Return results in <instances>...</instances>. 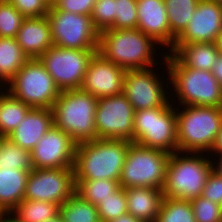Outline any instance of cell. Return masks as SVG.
Masks as SVG:
<instances>
[{
	"mask_svg": "<svg viewBox=\"0 0 222 222\" xmlns=\"http://www.w3.org/2000/svg\"><path fill=\"white\" fill-rule=\"evenodd\" d=\"M176 116L178 151H209L222 125V108L186 105Z\"/></svg>",
	"mask_w": 222,
	"mask_h": 222,
	"instance_id": "5b68a950",
	"label": "cell"
},
{
	"mask_svg": "<svg viewBox=\"0 0 222 222\" xmlns=\"http://www.w3.org/2000/svg\"><path fill=\"white\" fill-rule=\"evenodd\" d=\"M171 31V49L175 39L185 30L199 0H164Z\"/></svg>",
	"mask_w": 222,
	"mask_h": 222,
	"instance_id": "4316f807",
	"label": "cell"
},
{
	"mask_svg": "<svg viewBox=\"0 0 222 222\" xmlns=\"http://www.w3.org/2000/svg\"><path fill=\"white\" fill-rule=\"evenodd\" d=\"M97 50L68 49L50 47L39 61L60 91L80 89L88 65Z\"/></svg>",
	"mask_w": 222,
	"mask_h": 222,
	"instance_id": "8fae6325",
	"label": "cell"
},
{
	"mask_svg": "<svg viewBox=\"0 0 222 222\" xmlns=\"http://www.w3.org/2000/svg\"><path fill=\"white\" fill-rule=\"evenodd\" d=\"M152 71L149 68L126 70L122 93L135 111L164 107L170 102L159 77Z\"/></svg>",
	"mask_w": 222,
	"mask_h": 222,
	"instance_id": "9a60e30c",
	"label": "cell"
},
{
	"mask_svg": "<svg viewBox=\"0 0 222 222\" xmlns=\"http://www.w3.org/2000/svg\"><path fill=\"white\" fill-rule=\"evenodd\" d=\"M91 19L99 32L114 29L115 0H96Z\"/></svg>",
	"mask_w": 222,
	"mask_h": 222,
	"instance_id": "d590c367",
	"label": "cell"
},
{
	"mask_svg": "<svg viewBox=\"0 0 222 222\" xmlns=\"http://www.w3.org/2000/svg\"><path fill=\"white\" fill-rule=\"evenodd\" d=\"M59 215L63 222H101L98 208L76 192L59 206Z\"/></svg>",
	"mask_w": 222,
	"mask_h": 222,
	"instance_id": "83f0119b",
	"label": "cell"
},
{
	"mask_svg": "<svg viewBox=\"0 0 222 222\" xmlns=\"http://www.w3.org/2000/svg\"><path fill=\"white\" fill-rule=\"evenodd\" d=\"M137 0H115L114 29H137Z\"/></svg>",
	"mask_w": 222,
	"mask_h": 222,
	"instance_id": "836d02e7",
	"label": "cell"
},
{
	"mask_svg": "<svg viewBox=\"0 0 222 222\" xmlns=\"http://www.w3.org/2000/svg\"><path fill=\"white\" fill-rule=\"evenodd\" d=\"M211 151H214L215 153H219L222 155V125L220 127L219 132L217 133V136L215 137L214 143L212 144Z\"/></svg>",
	"mask_w": 222,
	"mask_h": 222,
	"instance_id": "60d3db41",
	"label": "cell"
},
{
	"mask_svg": "<svg viewBox=\"0 0 222 222\" xmlns=\"http://www.w3.org/2000/svg\"><path fill=\"white\" fill-rule=\"evenodd\" d=\"M101 222H109L117 217L128 213L125 189L120 187L96 206Z\"/></svg>",
	"mask_w": 222,
	"mask_h": 222,
	"instance_id": "d6a6232c",
	"label": "cell"
},
{
	"mask_svg": "<svg viewBox=\"0 0 222 222\" xmlns=\"http://www.w3.org/2000/svg\"><path fill=\"white\" fill-rule=\"evenodd\" d=\"M52 125V109L31 108L21 123L7 138L22 149L31 152Z\"/></svg>",
	"mask_w": 222,
	"mask_h": 222,
	"instance_id": "ffe728a7",
	"label": "cell"
},
{
	"mask_svg": "<svg viewBox=\"0 0 222 222\" xmlns=\"http://www.w3.org/2000/svg\"><path fill=\"white\" fill-rule=\"evenodd\" d=\"M170 51L184 67L201 71H212L220 54L216 43L174 44Z\"/></svg>",
	"mask_w": 222,
	"mask_h": 222,
	"instance_id": "603a6c76",
	"label": "cell"
},
{
	"mask_svg": "<svg viewBox=\"0 0 222 222\" xmlns=\"http://www.w3.org/2000/svg\"><path fill=\"white\" fill-rule=\"evenodd\" d=\"M74 168H34L28 176L24 199L61 206L75 193Z\"/></svg>",
	"mask_w": 222,
	"mask_h": 222,
	"instance_id": "4fadbf2b",
	"label": "cell"
},
{
	"mask_svg": "<svg viewBox=\"0 0 222 222\" xmlns=\"http://www.w3.org/2000/svg\"><path fill=\"white\" fill-rule=\"evenodd\" d=\"M126 70L96 52L84 75L81 90L97 99L119 95L123 92Z\"/></svg>",
	"mask_w": 222,
	"mask_h": 222,
	"instance_id": "e0dca14e",
	"label": "cell"
},
{
	"mask_svg": "<svg viewBox=\"0 0 222 222\" xmlns=\"http://www.w3.org/2000/svg\"><path fill=\"white\" fill-rule=\"evenodd\" d=\"M137 14V29L150 36L156 44L171 48V31L164 0H137Z\"/></svg>",
	"mask_w": 222,
	"mask_h": 222,
	"instance_id": "ac0fdd59",
	"label": "cell"
},
{
	"mask_svg": "<svg viewBox=\"0 0 222 222\" xmlns=\"http://www.w3.org/2000/svg\"><path fill=\"white\" fill-rule=\"evenodd\" d=\"M75 185V192L95 206L120 188L119 181L109 179L75 180Z\"/></svg>",
	"mask_w": 222,
	"mask_h": 222,
	"instance_id": "f1b7e54d",
	"label": "cell"
},
{
	"mask_svg": "<svg viewBox=\"0 0 222 222\" xmlns=\"http://www.w3.org/2000/svg\"><path fill=\"white\" fill-rule=\"evenodd\" d=\"M96 0H53L52 4L61 11L91 16Z\"/></svg>",
	"mask_w": 222,
	"mask_h": 222,
	"instance_id": "74e56055",
	"label": "cell"
},
{
	"mask_svg": "<svg viewBox=\"0 0 222 222\" xmlns=\"http://www.w3.org/2000/svg\"><path fill=\"white\" fill-rule=\"evenodd\" d=\"M212 1L222 4V0H212Z\"/></svg>",
	"mask_w": 222,
	"mask_h": 222,
	"instance_id": "7dc6e473",
	"label": "cell"
},
{
	"mask_svg": "<svg viewBox=\"0 0 222 222\" xmlns=\"http://www.w3.org/2000/svg\"><path fill=\"white\" fill-rule=\"evenodd\" d=\"M170 103L164 107L136 110L133 121V142L162 150L178 151L177 116Z\"/></svg>",
	"mask_w": 222,
	"mask_h": 222,
	"instance_id": "52a82bcc",
	"label": "cell"
},
{
	"mask_svg": "<svg viewBox=\"0 0 222 222\" xmlns=\"http://www.w3.org/2000/svg\"><path fill=\"white\" fill-rule=\"evenodd\" d=\"M131 142L116 139H95L76 146L75 180H120Z\"/></svg>",
	"mask_w": 222,
	"mask_h": 222,
	"instance_id": "6da1fadb",
	"label": "cell"
},
{
	"mask_svg": "<svg viewBox=\"0 0 222 222\" xmlns=\"http://www.w3.org/2000/svg\"><path fill=\"white\" fill-rule=\"evenodd\" d=\"M215 43L217 46V50L220 52V54H222V31L218 35Z\"/></svg>",
	"mask_w": 222,
	"mask_h": 222,
	"instance_id": "7bdbcfd3",
	"label": "cell"
},
{
	"mask_svg": "<svg viewBox=\"0 0 222 222\" xmlns=\"http://www.w3.org/2000/svg\"><path fill=\"white\" fill-rule=\"evenodd\" d=\"M28 60L15 38H0V81L9 82Z\"/></svg>",
	"mask_w": 222,
	"mask_h": 222,
	"instance_id": "484cf974",
	"label": "cell"
},
{
	"mask_svg": "<svg viewBox=\"0 0 222 222\" xmlns=\"http://www.w3.org/2000/svg\"><path fill=\"white\" fill-rule=\"evenodd\" d=\"M77 143L52 125L31 151L32 165L40 169L74 168Z\"/></svg>",
	"mask_w": 222,
	"mask_h": 222,
	"instance_id": "5bb4252c",
	"label": "cell"
},
{
	"mask_svg": "<svg viewBox=\"0 0 222 222\" xmlns=\"http://www.w3.org/2000/svg\"><path fill=\"white\" fill-rule=\"evenodd\" d=\"M155 222H196L190 200L164 197Z\"/></svg>",
	"mask_w": 222,
	"mask_h": 222,
	"instance_id": "4dcf8cb0",
	"label": "cell"
},
{
	"mask_svg": "<svg viewBox=\"0 0 222 222\" xmlns=\"http://www.w3.org/2000/svg\"><path fill=\"white\" fill-rule=\"evenodd\" d=\"M15 39L29 59H39L54 45L47 16L26 18Z\"/></svg>",
	"mask_w": 222,
	"mask_h": 222,
	"instance_id": "d6986e66",
	"label": "cell"
},
{
	"mask_svg": "<svg viewBox=\"0 0 222 222\" xmlns=\"http://www.w3.org/2000/svg\"><path fill=\"white\" fill-rule=\"evenodd\" d=\"M109 222H143V221H141L140 219H137L136 217L132 216L129 213H126Z\"/></svg>",
	"mask_w": 222,
	"mask_h": 222,
	"instance_id": "b9f144b4",
	"label": "cell"
},
{
	"mask_svg": "<svg viewBox=\"0 0 222 222\" xmlns=\"http://www.w3.org/2000/svg\"><path fill=\"white\" fill-rule=\"evenodd\" d=\"M25 19L8 0H0V38H15Z\"/></svg>",
	"mask_w": 222,
	"mask_h": 222,
	"instance_id": "1f68e13d",
	"label": "cell"
},
{
	"mask_svg": "<svg viewBox=\"0 0 222 222\" xmlns=\"http://www.w3.org/2000/svg\"><path fill=\"white\" fill-rule=\"evenodd\" d=\"M4 93L0 94V137H7L14 131L31 109L8 91Z\"/></svg>",
	"mask_w": 222,
	"mask_h": 222,
	"instance_id": "d4e9b609",
	"label": "cell"
},
{
	"mask_svg": "<svg viewBox=\"0 0 222 222\" xmlns=\"http://www.w3.org/2000/svg\"><path fill=\"white\" fill-rule=\"evenodd\" d=\"M179 154V151L170 154L162 190L164 197L191 200L202 196L207 178L214 169L213 163L196 154L184 157Z\"/></svg>",
	"mask_w": 222,
	"mask_h": 222,
	"instance_id": "8992f818",
	"label": "cell"
},
{
	"mask_svg": "<svg viewBox=\"0 0 222 222\" xmlns=\"http://www.w3.org/2000/svg\"><path fill=\"white\" fill-rule=\"evenodd\" d=\"M164 58L180 104L222 108V87L211 71L184 67L172 54Z\"/></svg>",
	"mask_w": 222,
	"mask_h": 222,
	"instance_id": "277c9868",
	"label": "cell"
},
{
	"mask_svg": "<svg viewBox=\"0 0 222 222\" xmlns=\"http://www.w3.org/2000/svg\"><path fill=\"white\" fill-rule=\"evenodd\" d=\"M170 154L131 142L119 180L120 187H153L162 189Z\"/></svg>",
	"mask_w": 222,
	"mask_h": 222,
	"instance_id": "ba28073f",
	"label": "cell"
},
{
	"mask_svg": "<svg viewBox=\"0 0 222 222\" xmlns=\"http://www.w3.org/2000/svg\"><path fill=\"white\" fill-rule=\"evenodd\" d=\"M134 114L135 110L123 93L99 98L95 114L97 139L133 142Z\"/></svg>",
	"mask_w": 222,
	"mask_h": 222,
	"instance_id": "7c38bea8",
	"label": "cell"
},
{
	"mask_svg": "<svg viewBox=\"0 0 222 222\" xmlns=\"http://www.w3.org/2000/svg\"><path fill=\"white\" fill-rule=\"evenodd\" d=\"M26 18L43 17L49 12L51 0H8Z\"/></svg>",
	"mask_w": 222,
	"mask_h": 222,
	"instance_id": "8d00e7d4",
	"label": "cell"
},
{
	"mask_svg": "<svg viewBox=\"0 0 222 222\" xmlns=\"http://www.w3.org/2000/svg\"><path fill=\"white\" fill-rule=\"evenodd\" d=\"M219 159L220 160L218 162V165L217 166L214 165V170H216L222 176V155H220Z\"/></svg>",
	"mask_w": 222,
	"mask_h": 222,
	"instance_id": "ee69618b",
	"label": "cell"
},
{
	"mask_svg": "<svg viewBox=\"0 0 222 222\" xmlns=\"http://www.w3.org/2000/svg\"><path fill=\"white\" fill-rule=\"evenodd\" d=\"M5 215L3 214V212L0 210V222H6V218L4 217Z\"/></svg>",
	"mask_w": 222,
	"mask_h": 222,
	"instance_id": "bcb514c9",
	"label": "cell"
},
{
	"mask_svg": "<svg viewBox=\"0 0 222 222\" xmlns=\"http://www.w3.org/2000/svg\"><path fill=\"white\" fill-rule=\"evenodd\" d=\"M202 197L222 206V176L214 169L207 178Z\"/></svg>",
	"mask_w": 222,
	"mask_h": 222,
	"instance_id": "f35d334b",
	"label": "cell"
},
{
	"mask_svg": "<svg viewBox=\"0 0 222 222\" xmlns=\"http://www.w3.org/2000/svg\"><path fill=\"white\" fill-rule=\"evenodd\" d=\"M29 174L16 168L0 169V210L5 217L24 200Z\"/></svg>",
	"mask_w": 222,
	"mask_h": 222,
	"instance_id": "7402d4cb",
	"label": "cell"
},
{
	"mask_svg": "<svg viewBox=\"0 0 222 222\" xmlns=\"http://www.w3.org/2000/svg\"><path fill=\"white\" fill-rule=\"evenodd\" d=\"M21 169L32 171L31 152L22 149L7 137H0V169Z\"/></svg>",
	"mask_w": 222,
	"mask_h": 222,
	"instance_id": "f546056e",
	"label": "cell"
},
{
	"mask_svg": "<svg viewBox=\"0 0 222 222\" xmlns=\"http://www.w3.org/2000/svg\"><path fill=\"white\" fill-rule=\"evenodd\" d=\"M11 213L12 218L10 217ZM59 214L56 203L24 199L11 212L6 222H46Z\"/></svg>",
	"mask_w": 222,
	"mask_h": 222,
	"instance_id": "cb8c5ba5",
	"label": "cell"
},
{
	"mask_svg": "<svg viewBox=\"0 0 222 222\" xmlns=\"http://www.w3.org/2000/svg\"><path fill=\"white\" fill-rule=\"evenodd\" d=\"M153 42L139 29H106L99 32L97 52L125 70L147 69L154 64Z\"/></svg>",
	"mask_w": 222,
	"mask_h": 222,
	"instance_id": "3957f363",
	"label": "cell"
},
{
	"mask_svg": "<svg viewBox=\"0 0 222 222\" xmlns=\"http://www.w3.org/2000/svg\"><path fill=\"white\" fill-rule=\"evenodd\" d=\"M128 213L143 222H155L164 195L153 187L124 188Z\"/></svg>",
	"mask_w": 222,
	"mask_h": 222,
	"instance_id": "44dd1931",
	"label": "cell"
},
{
	"mask_svg": "<svg viewBox=\"0 0 222 222\" xmlns=\"http://www.w3.org/2000/svg\"><path fill=\"white\" fill-rule=\"evenodd\" d=\"M46 222H63L61 216L58 214L56 217L47 220Z\"/></svg>",
	"mask_w": 222,
	"mask_h": 222,
	"instance_id": "f6af8a7d",
	"label": "cell"
},
{
	"mask_svg": "<svg viewBox=\"0 0 222 222\" xmlns=\"http://www.w3.org/2000/svg\"><path fill=\"white\" fill-rule=\"evenodd\" d=\"M98 99L81 89L64 90L52 106L53 125L77 144L97 139L95 114Z\"/></svg>",
	"mask_w": 222,
	"mask_h": 222,
	"instance_id": "7a4b0ae2",
	"label": "cell"
},
{
	"mask_svg": "<svg viewBox=\"0 0 222 222\" xmlns=\"http://www.w3.org/2000/svg\"><path fill=\"white\" fill-rule=\"evenodd\" d=\"M8 83L12 96L35 109H51L61 92L39 59H29Z\"/></svg>",
	"mask_w": 222,
	"mask_h": 222,
	"instance_id": "9c48e42d",
	"label": "cell"
},
{
	"mask_svg": "<svg viewBox=\"0 0 222 222\" xmlns=\"http://www.w3.org/2000/svg\"><path fill=\"white\" fill-rule=\"evenodd\" d=\"M221 31L222 4L199 0L191 20L174 44L215 43Z\"/></svg>",
	"mask_w": 222,
	"mask_h": 222,
	"instance_id": "2e32d148",
	"label": "cell"
},
{
	"mask_svg": "<svg viewBox=\"0 0 222 222\" xmlns=\"http://www.w3.org/2000/svg\"><path fill=\"white\" fill-rule=\"evenodd\" d=\"M212 75L222 87V54H219L215 64L212 67Z\"/></svg>",
	"mask_w": 222,
	"mask_h": 222,
	"instance_id": "ab89813d",
	"label": "cell"
},
{
	"mask_svg": "<svg viewBox=\"0 0 222 222\" xmlns=\"http://www.w3.org/2000/svg\"><path fill=\"white\" fill-rule=\"evenodd\" d=\"M196 222H222V206L202 196L190 200Z\"/></svg>",
	"mask_w": 222,
	"mask_h": 222,
	"instance_id": "e575fe53",
	"label": "cell"
},
{
	"mask_svg": "<svg viewBox=\"0 0 222 222\" xmlns=\"http://www.w3.org/2000/svg\"><path fill=\"white\" fill-rule=\"evenodd\" d=\"M47 18L54 46L78 50H98L99 31L91 16L58 10L53 4Z\"/></svg>",
	"mask_w": 222,
	"mask_h": 222,
	"instance_id": "30bf717a",
	"label": "cell"
}]
</instances>
